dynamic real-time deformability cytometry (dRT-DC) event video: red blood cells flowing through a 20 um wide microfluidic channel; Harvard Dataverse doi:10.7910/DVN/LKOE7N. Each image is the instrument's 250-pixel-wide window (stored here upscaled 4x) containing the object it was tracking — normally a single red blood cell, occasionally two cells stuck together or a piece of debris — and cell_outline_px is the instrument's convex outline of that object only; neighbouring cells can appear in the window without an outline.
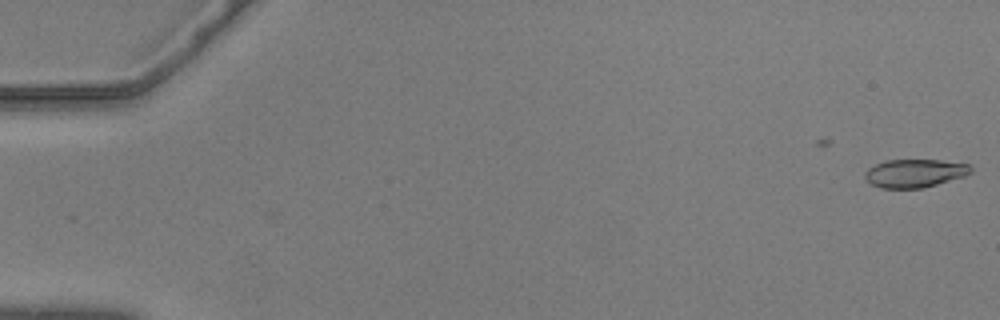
{"species": "common noctule bat (a hibernating species)", "species_latin": "Nyctalus noctula", "temperature_condition": "warm", "stored_images_in_passage": 4, "camera_frame_rate_fps": 3000, "um_per_image_px": 0.085, "animal": {"sex": "male", "body_mass_g": 20.5, "forearm_length_mm": 52.5}, "frame": {"image": 1, "passage_image": 4, "time_ms": 1.0, "image_size_px": [1000, 320], "cell_outline_px": [[972, 172], [964, 176], [924, 188], [880, 188], [872, 184], [864, 176], [864, 172], [868, 168], [884, 160], [940, 160], [968, 164], [972, 168]], "centroid_in_image_um": [77.74, 14.72], "position_along_channel_um": 7.3, "area_um2": 17.4}}